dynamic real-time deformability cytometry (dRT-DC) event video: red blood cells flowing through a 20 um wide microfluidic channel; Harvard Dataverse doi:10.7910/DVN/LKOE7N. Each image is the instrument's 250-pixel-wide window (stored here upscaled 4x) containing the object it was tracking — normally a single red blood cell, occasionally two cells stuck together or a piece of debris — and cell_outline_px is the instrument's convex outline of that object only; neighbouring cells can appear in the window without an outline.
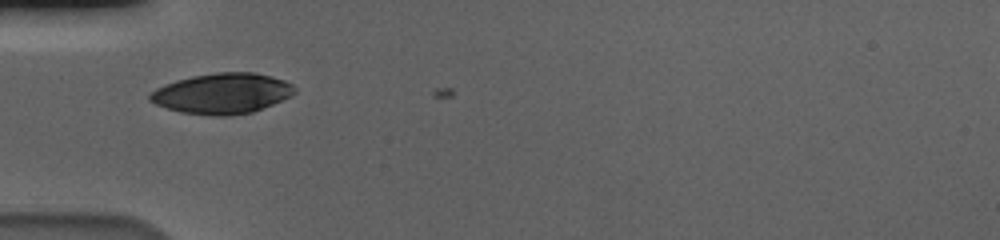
{"species": "human", "species_latin": "Homo sapiens", "temperature_condition": "cold", "stored_images_in_passage": 36, "camera_frame_rate_fps": 3000, "um_per_image_px": 0.085, "donor": {"sex": "male"}, "frame": {"image": 1, "passage_image": 1, "time_ms": 0.0, "image_size_px": [1000, 240], "cell_outline_px": [[296, 92], [292, 96], [252, 112], [232, 116], [212, 116], [180, 112], [156, 104], [148, 100], [148, 96], [156, 88], [164, 84], [176, 80], [192, 76], [216, 72], [256, 72], [272, 76], [284, 80], [292, 84], [296, 88]], "centroid_in_image_um": [18.9, 7.94], "position_along_channel_um": 66.1, "area_um2": 34.39}}
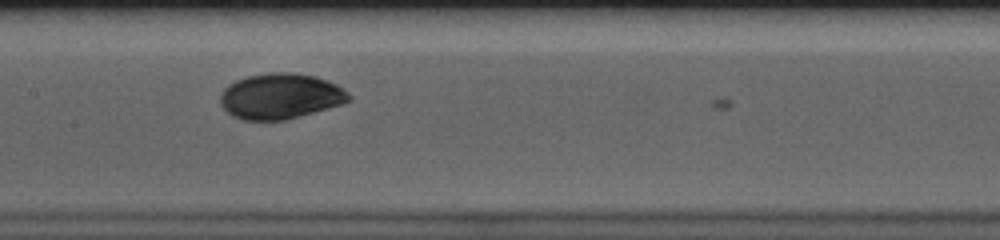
{"frame": {"image": 2, "passage_image": 11, "time_ms": 3.333, "image_size_px": [1000, 240], "cell_outline_px": [[352, 100], [340, 104], [284, 120], [244, 120], [232, 116], [220, 104], [220, 92], [228, 84], [236, 80], [248, 76], [268, 72], [292, 72], [316, 76], [336, 84], [348, 92], [352, 96]], "centroid_in_image_um": [23.81, 8.16], "position_along_channel_um": 183.6, "area_um2": 34.1}}
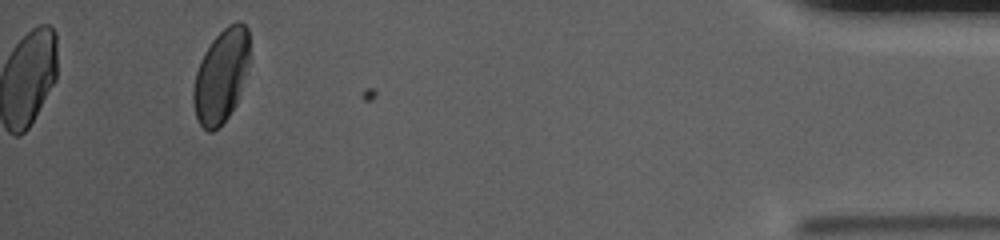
{"frame": {"image": 3, "passage_image": 36, "time_ms": 11.667, "image_size_px": [1000, 240], "cell_outline_px": [[248, 64], [236, 104], [228, 116], [212, 132], [208, 132], [200, 124], [196, 116], [192, 100], [192, 92], [196, 72], [200, 60], [204, 52], [212, 40], [228, 24], [236, 20], [240, 20], [248, 28]], "centroid_in_image_um": [18.77, 6.43], "position_along_channel_um": 416.4, "area_um2": 30.29}, "authors_computed_cell_mechanics": {"area_um2": 33.8997, "velocity_mm_per_s": 3.563, "shape_relaxation_time_tau1_ms": 3.8531, "shape_relaxation_time_tau2_ms": 0.8719, "deformation_change_tau1": 0.1236, "deformation_change_tau2": 0.0243}}